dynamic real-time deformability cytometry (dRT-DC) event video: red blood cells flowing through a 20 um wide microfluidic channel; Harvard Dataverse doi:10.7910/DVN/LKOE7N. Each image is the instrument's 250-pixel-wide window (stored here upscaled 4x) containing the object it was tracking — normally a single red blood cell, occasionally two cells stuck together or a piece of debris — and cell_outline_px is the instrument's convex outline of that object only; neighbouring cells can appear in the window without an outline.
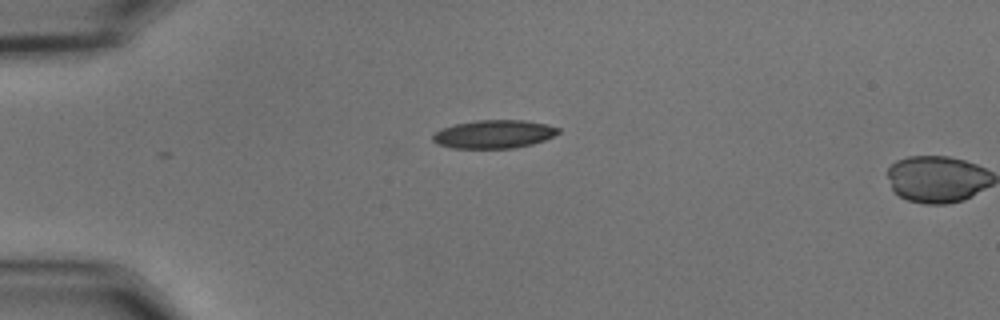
{"species": "common noctule bat (a hibernating species)", "species_latin": "Nyctalus noctula", "temperature_condition": "cold", "stored_images_in_passage": 2, "camera_frame_rate_fps": 3000, "um_per_image_px": 0.085, "animal": {"sex": "male", "body_mass_g": 15.6}, "frame": {"image": 1, "passage_image": 1, "time_ms": 0.0, "image_size_px": [1000, 320], "cell_outline_px": [[560, 132], [544, 140], [532, 144], [516, 148], [452, 148], [436, 144], [432, 140], [432, 136], [440, 128], [456, 124], [476, 120], [524, 120], [548, 124], [560, 128]], "centroid_in_image_um": [41.98, 11.4], "position_along_channel_um": 43.0, "area_um2": 20.81}}